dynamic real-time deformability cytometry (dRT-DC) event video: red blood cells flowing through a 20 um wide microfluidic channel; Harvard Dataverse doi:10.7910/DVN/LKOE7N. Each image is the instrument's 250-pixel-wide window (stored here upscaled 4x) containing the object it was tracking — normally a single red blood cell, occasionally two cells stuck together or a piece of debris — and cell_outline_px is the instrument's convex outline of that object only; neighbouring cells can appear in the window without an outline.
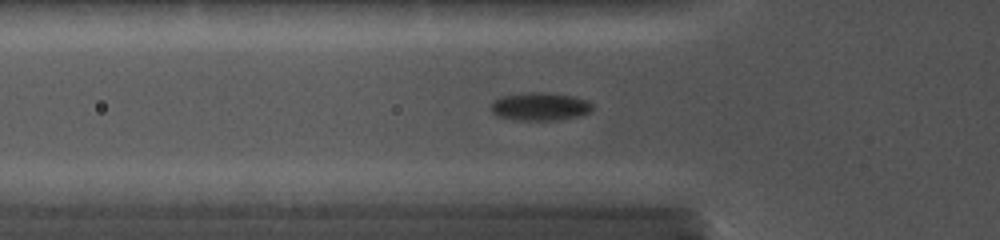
{"species": "common noctule bat (a hibernating species)", "species_latin": "Nyctalus noctula", "temperature_condition": "cold", "stored_images_in_passage": 78, "camera_frame_rate_fps": 5000, "um_per_image_px": 0.085, "animal": {"sex": "female", "body_mass_g": 19.0, "forearm_length_mm": 56.7}, "frame": {"image": 1, "passage_image": 26, "time_ms": 5.0, "image_size_px": [1000, 240], "cell_outline_px": [[592, 108], [588, 112], [580, 116], [556, 120], [516, 120], [496, 116], [492, 112], [492, 100], [500, 96], [528, 92], [544, 92], [572, 96], [588, 100], [592, 104]], "centroid_in_image_um": [45.87, 9.05], "position_along_channel_um": 79.9, "area_um2": 16.65}}
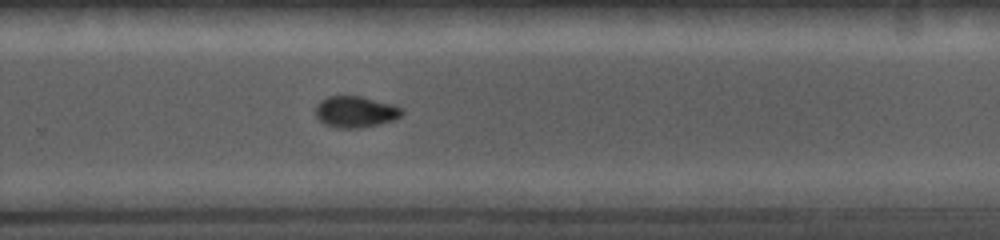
{"frame": {"image": 2, "passage_image": 53, "time_ms": 10.4, "image_size_px": [1000, 240], "cell_outline_px": [[404, 112], [396, 120], [360, 128], [336, 128], [324, 124], [316, 116], [316, 104], [320, 100], [328, 96], [360, 96], [392, 104], [404, 108]], "centroid_in_image_um": [30.23, 9.5], "position_along_channel_um": 299.6, "area_um2": 15.9}}
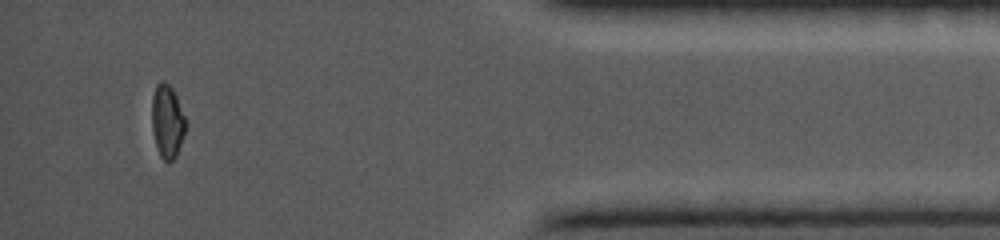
{"frame": {"image": 3, "passage_image": 73, "time_ms": 14.2, "image_size_px": [1000, 240], "cell_outline_px": [[188, 124], [176, 156], [168, 164], [160, 156], [156, 148], [152, 128], [152, 96], [156, 84], [160, 80], [164, 80], [172, 88], [176, 96]], "centroid_in_image_um": [14.22, 10.32], "position_along_channel_um": 421.0, "area_um2": 14.68}}